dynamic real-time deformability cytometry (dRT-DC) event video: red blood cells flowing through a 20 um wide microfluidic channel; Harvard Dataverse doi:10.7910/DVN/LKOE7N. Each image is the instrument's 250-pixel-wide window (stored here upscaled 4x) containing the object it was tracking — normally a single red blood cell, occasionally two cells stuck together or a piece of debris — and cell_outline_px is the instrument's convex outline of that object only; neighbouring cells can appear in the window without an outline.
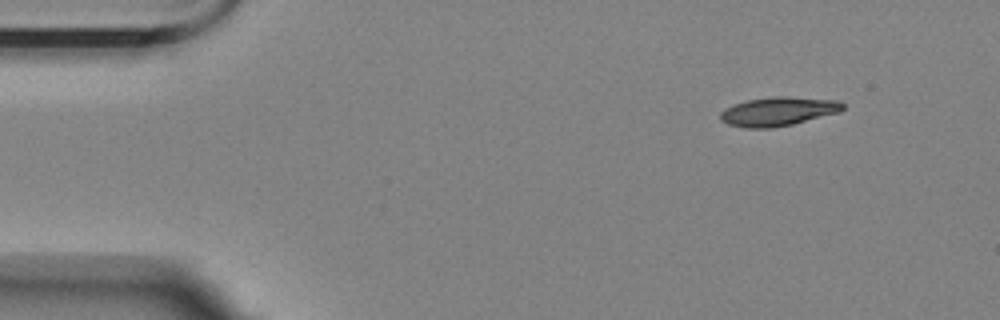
{"species": "Egyptian fruit bat (a non-hibernating species)", "species_latin": "Rousettus aegyptiacus", "temperature_condition": "room temperature", "stored_images_in_passage": 4, "camera_frame_rate_fps": 3000, "um_per_image_px": 0.085, "animal": {"sex": "female"}, "frame": {"image": 1, "passage_image": 1, "time_ms": 0.0, "image_size_px": [1000, 320], "cell_outline_px": [[844, 108], [840, 112], [792, 124], [772, 128], [744, 128], [728, 124], [720, 120], [720, 112], [724, 108], [732, 104], [748, 100], [772, 96], [788, 96], [840, 100], [844, 104]], "centroid_in_image_um": [66.14, 9.46], "position_along_channel_um": 18.9, "area_um2": 20.87}}
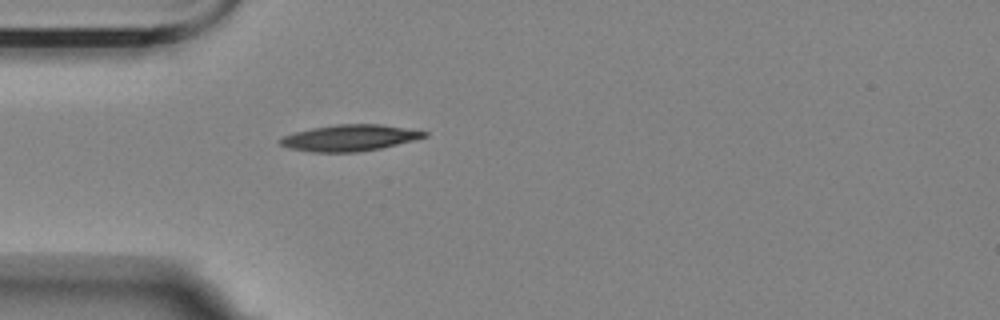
{"frame": {"image": 2, "passage_image": 4, "time_ms": 3.333, "image_size_px": [1000, 320], "cell_outline_px": [[428, 136], [416, 140], [380, 148], [356, 152], [312, 152], [288, 148], [280, 144], [276, 140], [284, 136], [296, 132], [312, 128], [336, 124], [380, 124], [428, 132]], "centroid_in_image_um": [29.71, 11.72], "position_along_channel_um": 55.3, "area_um2": 22.02}}